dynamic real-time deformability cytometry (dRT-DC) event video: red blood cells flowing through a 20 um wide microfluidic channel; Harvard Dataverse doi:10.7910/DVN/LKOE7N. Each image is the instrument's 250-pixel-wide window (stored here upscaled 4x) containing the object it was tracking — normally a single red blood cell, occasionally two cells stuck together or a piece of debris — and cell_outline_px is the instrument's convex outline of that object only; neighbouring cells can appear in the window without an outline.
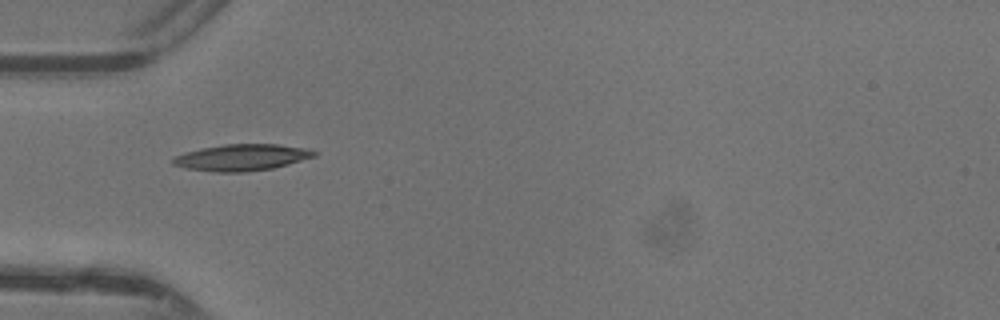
{"species": "common noctule bat (a hibernating species)", "species_latin": "Nyctalus noctula", "temperature_condition": "warm", "stored_images_in_passage": 49, "segment_of_instrument_passage": [1, 2], "camera_frame_rate_fps": 3000, "um_per_image_px": 0.085, "animal": {"sex": "female"}, "frame": {"image": 1, "passage_image": 1, "time_ms": 0.0, "image_size_px": [1000, 320], "cell_outline_px": [[320, 152], [316, 156], [288, 164], [272, 168], [244, 172], [216, 172], [188, 168], [172, 164], [172, 160], [176, 156], [184, 152], [200, 148], [224, 144], [276, 144], [308, 148]], "centroid_in_image_um": [20.59, 13.37], "position_along_channel_um": 64.4, "area_um2": 21.79}}